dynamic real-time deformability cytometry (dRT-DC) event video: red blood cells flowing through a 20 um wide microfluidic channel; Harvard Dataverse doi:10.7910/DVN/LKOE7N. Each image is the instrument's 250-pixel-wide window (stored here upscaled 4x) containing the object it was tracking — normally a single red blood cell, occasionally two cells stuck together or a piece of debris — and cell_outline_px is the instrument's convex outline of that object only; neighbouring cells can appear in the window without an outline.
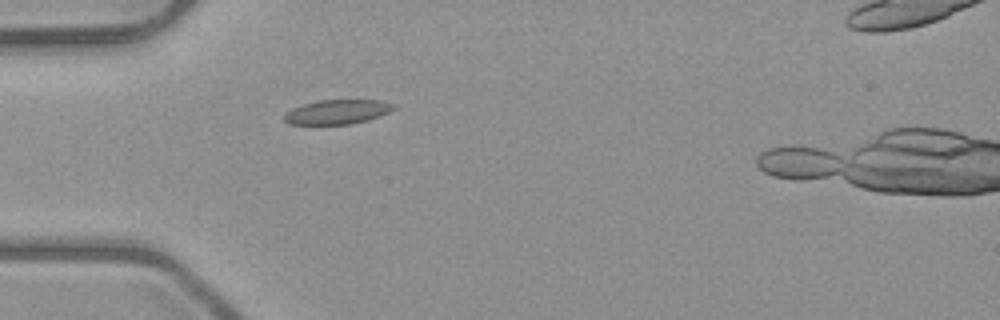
{"species": "common noctule bat (a hibernating species)", "species_latin": "Nyctalus noctula", "temperature_condition": "room temperature", "stored_images_in_passage": 2, "camera_frame_rate_fps": 3000, "um_per_image_px": 0.085, "animal": {"sex": "male", "body_mass_g": 23.1, "forearm_length_mm": 52.7}, "frame": {"image": 1, "passage_image": 1, "time_ms": 0.0, "image_size_px": [1000, 320], "cell_outline_px": [[396, 108], [380, 116], [368, 120], [352, 124], [288, 124], [284, 120], [284, 116], [292, 108], [304, 104], [320, 100], [380, 100], [396, 104]], "centroid_in_image_um": [28.71, 9.51], "position_along_channel_um": 56.3, "area_um2": 15.55}}